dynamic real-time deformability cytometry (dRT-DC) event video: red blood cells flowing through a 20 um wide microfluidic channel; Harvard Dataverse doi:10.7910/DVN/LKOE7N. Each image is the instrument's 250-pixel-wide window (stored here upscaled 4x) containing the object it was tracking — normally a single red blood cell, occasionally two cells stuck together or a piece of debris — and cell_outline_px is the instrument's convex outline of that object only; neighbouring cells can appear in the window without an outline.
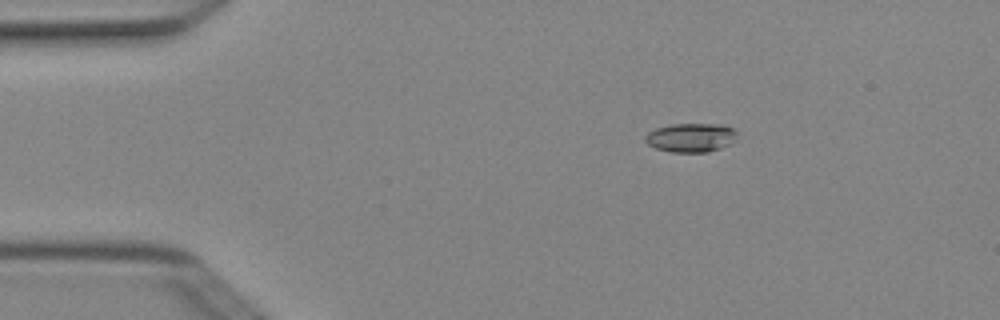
{"species": "Egyptian fruit bat (a non-hibernating species)", "species_latin": "Rousettus aegyptiacus", "temperature_condition": "cold", "stored_images_in_passage": 5, "camera_frame_rate_fps": 3000, "um_per_image_px": 0.085, "animal": {"sex": "female"}, "frame": {"image": 1, "passage_image": 1, "time_ms": 0.0, "image_size_px": [1000, 320], "cell_outline_px": [[736, 140], [732, 144], [708, 152], [672, 152], [656, 148], [648, 144], [644, 140], [644, 136], [648, 132], [656, 128], [672, 124], [716, 124], [732, 128], [736, 132]], "centroid_in_image_um": [58.72, 11.7], "position_along_channel_um": 26.3, "area_um2": 15.49}}
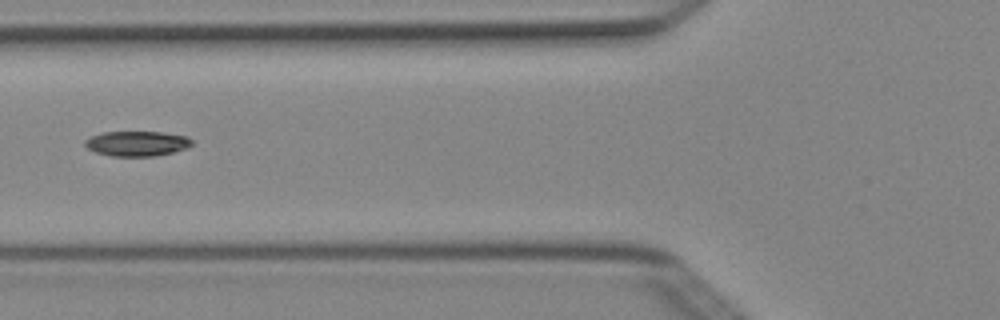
{"frame": {"image": 2, "passage_image": 4, "time_ms": 1.0, "image_size_px": [1000, 320], "cell_outline_px": [[192, 144], [188, 148], [156, 156], [112, 156], [96, 152], [88, 148], [84, 144], [84, 140], [100, 132], [160, 132], [188, 136], [192, 140]], "centroid_in_image_um": [11.65, 12.2], "position_along_channel_um": 114.2, "area_um2": 15.61}}
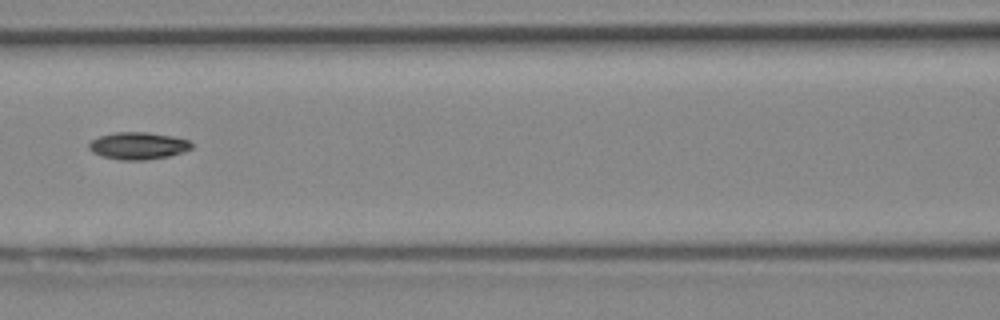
{"frame": {"image": 3, "passage_image": 5, "time_ms": 1.333, "image_size_px": [1000, 320], "cell_outline_px": [[192, 148], [184, 152], [168, 156], [144, 160], [120, 160], [104, 156], [92, 152], [88, 148], [88, 144], [92, 140], [100, 136], [116, 132], [148, 132], [172, 136], [188, 140], [192, 144]], "centroid_in_image_um": [11.74, 12.39], "position_along_channel_um": 154.9, "area_um2": 16.18}}